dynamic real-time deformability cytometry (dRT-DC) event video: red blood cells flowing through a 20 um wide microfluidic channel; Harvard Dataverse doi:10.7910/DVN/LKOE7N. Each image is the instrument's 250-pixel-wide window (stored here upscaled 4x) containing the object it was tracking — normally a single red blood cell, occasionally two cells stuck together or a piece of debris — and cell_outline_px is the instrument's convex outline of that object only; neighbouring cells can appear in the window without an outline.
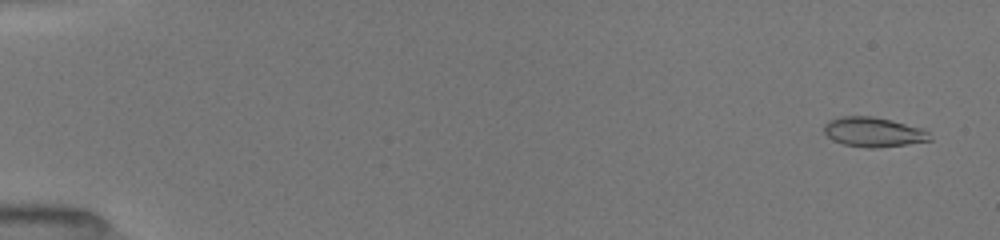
{"species": "common noctule bat (a hibernating species)", "species_latin": "Nyctalus noctula", "temperature_condition": "room temperature", "stored_images_in_passage": 52, "camera_frame_rate_fps": 3000, "um_per_image_px": 0.085, "animal": {"sex": "female", "body_mass_g": 19.5, "forearm_length_mm": 54.1}, "frame": {"image": 1, "passage_image": 3, "time_ms": 0.667, "image_size_px": [1000, 240], "cell_outline_px": [[932, 140], [908, 144], [876, 148], [868, 148], [844, 144], [832, 140], [824, 132], [824, 124], [828, 120], [844, 116], [872, 116], [892, 120], [924, 128], [928, 132]], "centroid_in_image_um": [74.25, 11.22], "position_along_channel_um": 10.7, "area_um2": 18.38}}
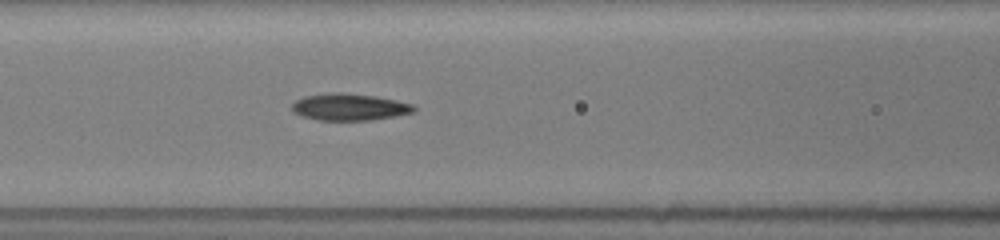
{"frame": {"image": 2, "passage_image": 24, "time_ms": 7.667, "image_size_px": [1000, 240], "cell_outline_px": [[416, 112], [372, 120], [316, 120], [300, 116], [292, 108], [292, 104], [296, 100], [304, 96], [332, 92], [340, 92], [376, 96], [396, 100], [412, 104], [416, 108]], "centroid_in_image_um": [29.71, 9.09], "position_along_channel_um": 136.9, "area_um2": 19.13}}
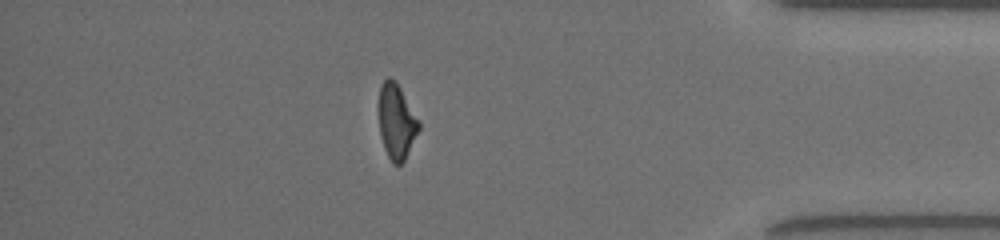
{"frame": {"image": 3, "passage_image": 46, "time_ms": 15.0, "image_size_px": [1000, 240], "cell_outline_px": [[420, 128], [404, 160], [400, 164], [392, 164], [384, 148], [380, 136], [380, 84], [388, 76], [396, 80], [420, 120]], "centroid_in_image_um": [33.72, 10.3], "position_along_channel_um": 401.5, "area_um2": 17.46}, "authors_computed_cell_mechanics": {"area_um2": 18.2648, "velocity_mm_per_s": 4.0318, "shape_relaxation_time_tau1_ms": 6.6365, "shape_relaxation_time_tau2_ms": 7.7582, "deformation_change_tau1": 0.215, "deformation_change_tau2": 0.1416}}